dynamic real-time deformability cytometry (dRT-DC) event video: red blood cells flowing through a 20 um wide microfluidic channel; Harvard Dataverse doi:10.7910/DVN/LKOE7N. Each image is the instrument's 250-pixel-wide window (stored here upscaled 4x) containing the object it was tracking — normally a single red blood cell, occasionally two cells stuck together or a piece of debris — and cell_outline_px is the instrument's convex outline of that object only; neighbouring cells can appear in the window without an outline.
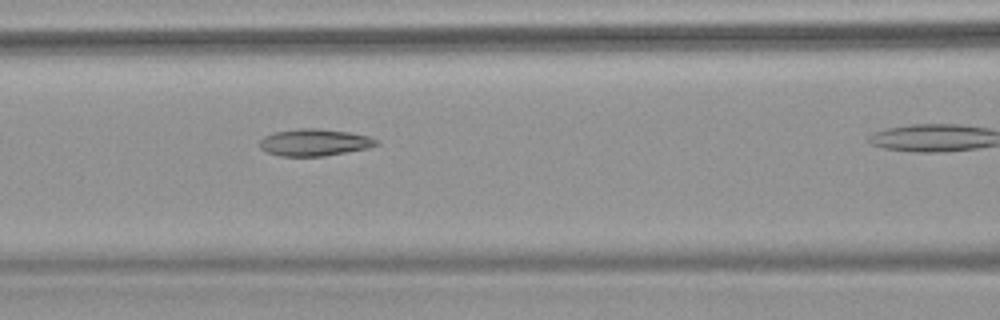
{"species": "common noctule bat (a hibernating species)", "species_latin": "Nyctalus noctula", "temperature_condition": "warm", "stored_images_in_passage": 34, "camera_frame_rate_fps": 3000, "um_per_image_px": 0.085, "animal": {"sex": "female", "body_mass_g": 18.4}, "frame": {"image": 1, "passage_image": 10, "time_ms": 3.0, "image_size_px": [1000, 320], "cell_outline_px": [[380, 144], [368, 148], [324, 156], [280, 156], [268, 152], [260, 148], [260, 140], [264, 136], [276, 132], [300, 128], [320, 128], [348, 132], [368, 136], [380, 140]], "centroid_in_image_um": [26.76, 12.1], "position_along_channel_um": 139.8, "area_um2": 18.32}}